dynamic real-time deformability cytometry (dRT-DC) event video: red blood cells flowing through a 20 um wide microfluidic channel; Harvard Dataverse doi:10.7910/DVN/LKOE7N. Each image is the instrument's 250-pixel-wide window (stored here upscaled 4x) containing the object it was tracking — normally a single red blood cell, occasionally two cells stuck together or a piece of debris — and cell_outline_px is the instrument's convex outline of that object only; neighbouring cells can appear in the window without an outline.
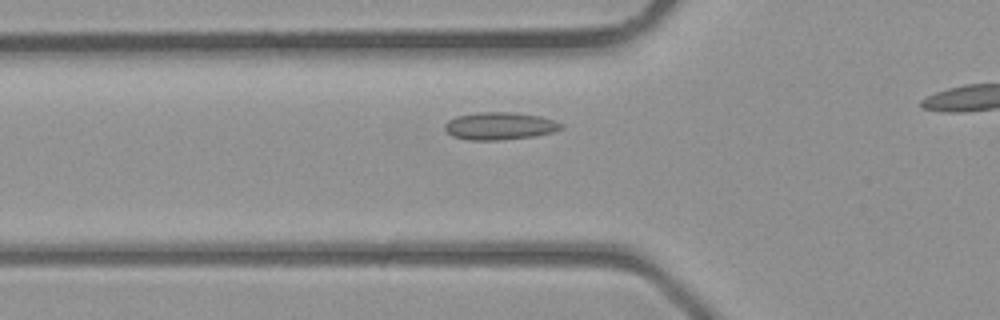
{"species": "common noctule bat (a hibernating species)", "species_latin": "Nyctalus noctula", "temperature_condition": "room temperature", "stored_images_in_passage": 20, "camera_frame_rate_fps": 3000, "um_per_image_px": 0.085, "animal": {"sex": "male", "body_mass_g": 23.1, "forearm_length_mm": 52.7}, "frame": {"image": 1, "passage_image": 11, "time_ms": 3.333, "image_size_px": [1000, 320], "cell_outline_px": [[564, 128], [552, 132], [536, 136], [500, 140], [468, 140], [452, 136], [444, 128], [444, 124], [448, 120], [456, 116], [480, 112], [508, 112], [540, 116], [552, 120], [560, 124]], "centroid_in_image_um": [42.44, 10.71], "position_along_channel_um": 83.4, "area_um2": 18.55}}
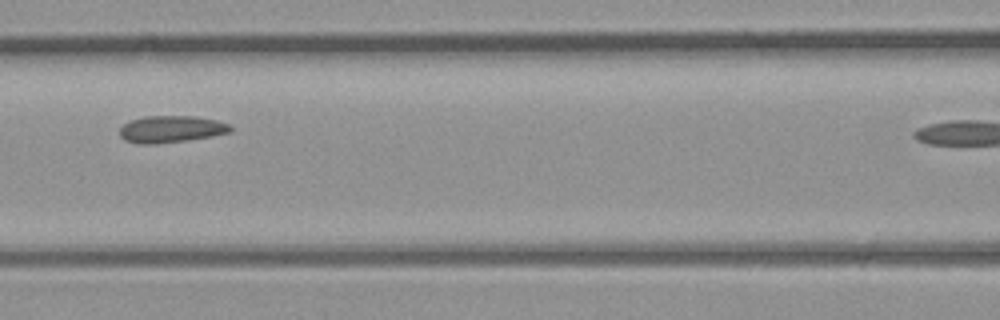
{"frame": {"image": 2, "passage_image": 15, "time_ms": 4.667, "image_size_px": [1000, 320], "cell_outline_px": [[232, 132], [212, 136], [188, 140], [156, 144], [136, 144], [124, 140], [120, 136], [120, 128], [124, 124], [132, 120], [144, 116], [196, 116], [216, 120], [228, 124], [232, 128]], "centroid_in_image_um": [14.54, 10.98], "position_along_channel_um": 152.1, "area_um2": 17.46}}
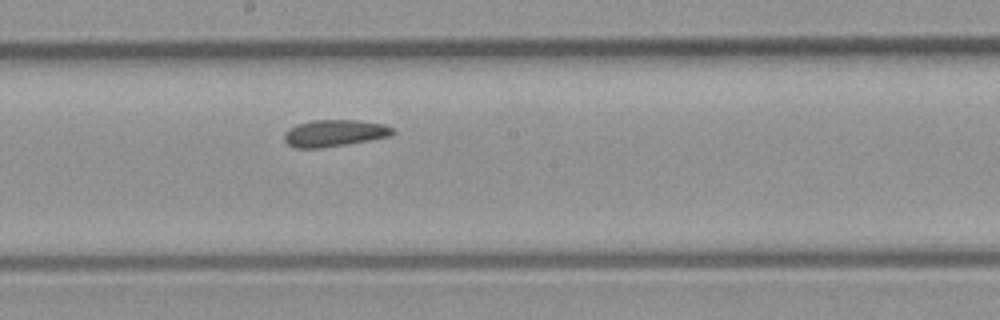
{"frame": {"image": 3, "passage_image": 19, "time_ms": 6.0, "image_size_px": [1000, 320], "cell_outline_px": [[396, 132], [392, 136], [320, 148], [296, 148], [288, 144], [284, 140], [284, 132], [288, 128], [312, 120], [356, 120], [384, 124], [392, 128]], "centroid_in_image_um": [28.42, 11.31], "position_along_channel_um": 219.8, "area_um2": 16.82}}